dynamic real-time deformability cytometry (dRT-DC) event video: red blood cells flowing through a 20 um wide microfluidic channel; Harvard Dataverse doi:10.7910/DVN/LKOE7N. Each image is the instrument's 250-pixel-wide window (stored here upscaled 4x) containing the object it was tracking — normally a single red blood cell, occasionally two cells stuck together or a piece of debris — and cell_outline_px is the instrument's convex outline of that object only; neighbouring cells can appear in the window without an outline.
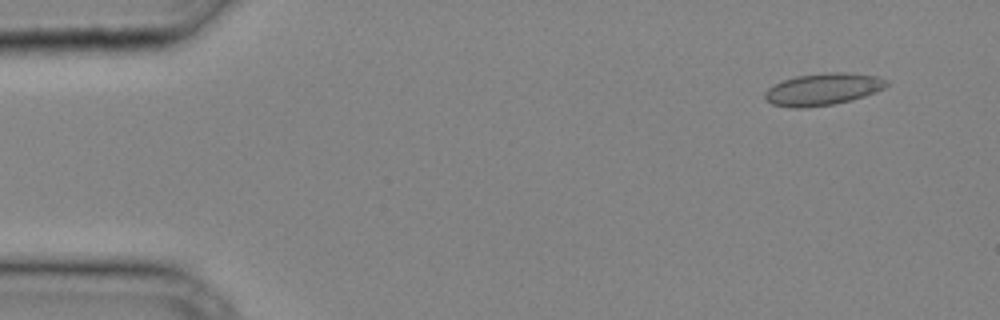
{"species": "common noctule bat (a hibernating species)", "species_latin": "Nyctalus noctula", "temperature_condition": "cold", "stored_images_in_passage": 33, "camera_frame_rate_fps": 3000, "um_per_image_px": 0.085, "animal": {"sex": "male", "body_mass_g": 20.4}, "frame": {"image": 1, "passage_image": 3, "time_ms": 0.667, "image_size_px": [1000, 320], "cell_outline_px": [[888, 84], [884, 88], [876, 92], [852, 100], [832, 104], [804, 108], [792, 108], [772, 104], [764, 96], [764, 92], [768, 88], [784, 80], [796, 76], [828, 72], [844, 72], [876, 76], [888, 80]], "centroid_in_image_um": [69.96, 7.59], "position_along_channel_um": 15.0, "area_um2": 22.6}}
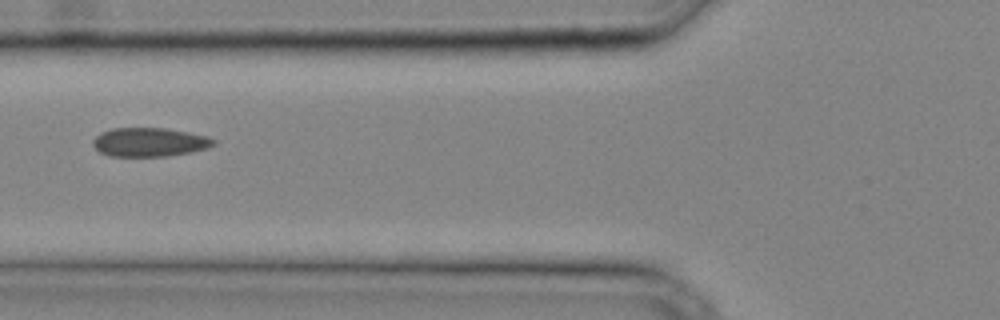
{"frame": {"image": 2, "passage_image": 14, "time_ms": 4.333, "image_size_px": [1000, 320], "cell_outline_px": [[216, 144], [208, 148], [192, 152], [168, 156], [108, 156], [100, 152], [92, 144], [92, 140], [100, 132], [112, 128], [164, 128], [188, 132], [208, 136], [216, 140]], "centroid_in_image_um": [12.72, 12.08], "position_along_channel_um": 113.1, "area_um2": 20.46}}
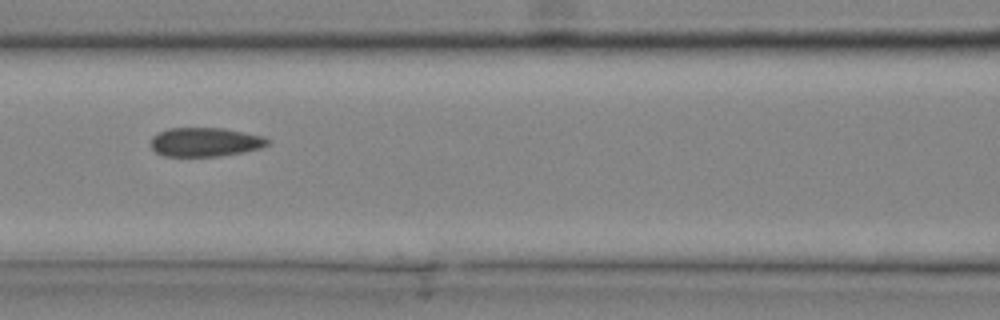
{"frame": {"image": 3, "passage_image": 16, "time_ms": 5.0, "image_size_px": [1000, 320], "cell_outline_px": [[272, 140], [268, 144], [260, 148], [244, 152], [220, 156], [164, 156], [156, 152], [152, 148], [152, 136], [168, 128], [224, 128], [264, 136]], "centroid_in_image_um": [17.48, 12.07], "position_along_channel_um": 149.1, "area_um2": 19.77}}